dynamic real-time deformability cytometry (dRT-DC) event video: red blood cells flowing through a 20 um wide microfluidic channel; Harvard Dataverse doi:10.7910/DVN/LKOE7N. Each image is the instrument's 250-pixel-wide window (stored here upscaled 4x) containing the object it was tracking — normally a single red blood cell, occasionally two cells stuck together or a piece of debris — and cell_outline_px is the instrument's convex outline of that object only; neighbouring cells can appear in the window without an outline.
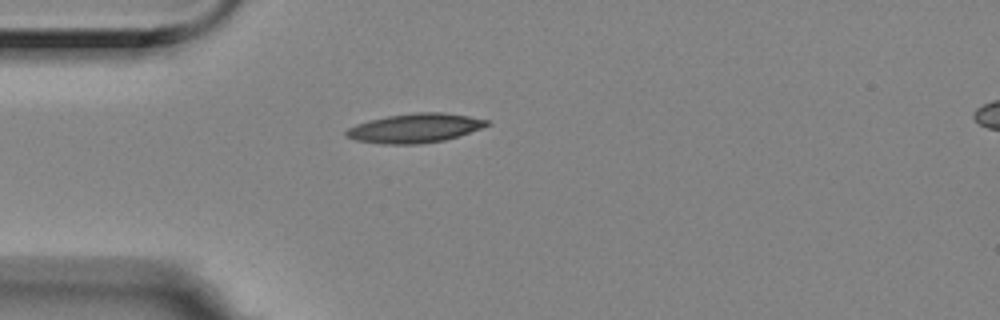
{"species": "Egyptian fruit bat (a non-hibernating species)", "species_latin": "Rousettus aegyptiacus", "temperature_condition": "room temperature", "stored_images_in_passage": 2, "segment_of_instrument_passage": [1, 2], "camera_frame_rate_fps": 3000, "um_per_image_px": 0.085, "animal": {"sex": "female"}, "frame": {"image": 1, "passage_image": 1, "time_ms": 0.0, "image_size_px": [1000, 320], "cell_outline_px": [[492, 124], [444, 140], [416, 144], [384, 144], [356, 140], [344, 136], [344, 132], [348, 128], [356, 124], [368, 120], [388, 116], [416, 112], [444, 112], [468, 116], [488, 120]], "centroid_in_image_um": [35.23, 10.88], "position_along_channel_um": 49.8, "area_um2": 23.76}}